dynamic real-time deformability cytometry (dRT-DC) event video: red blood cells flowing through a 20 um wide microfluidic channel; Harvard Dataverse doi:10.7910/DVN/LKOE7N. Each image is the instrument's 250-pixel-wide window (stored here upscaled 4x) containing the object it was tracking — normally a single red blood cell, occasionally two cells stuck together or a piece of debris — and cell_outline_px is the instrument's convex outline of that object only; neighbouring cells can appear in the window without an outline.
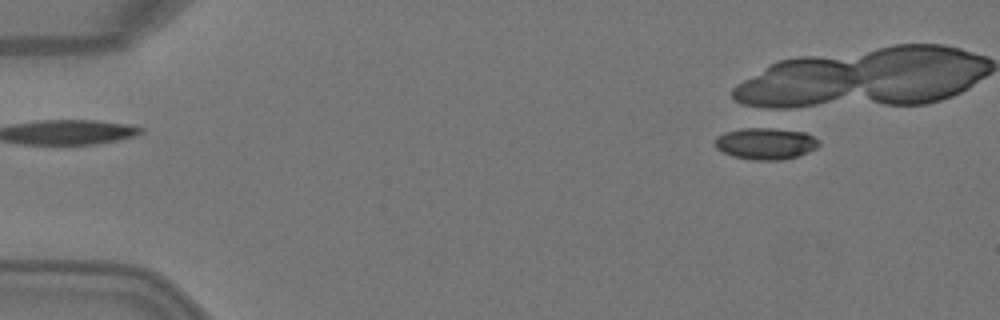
{"species": "Egyptian fruit bat (a non-hibernating species)", "species_latin": "Rousettus aegyptiacus", "temperature_condition": "warm", "stored_images_in_passage": 2, "camera_frame_rate_fps": 3000, "um_per_image_px": 0.085, "animal": {"sex": "female"}, "frame": {"image": 1, "passage_image": 2, "time_ms": 0.333, "image_size_px": [1000, 320], "cell_outline_px": [[820, 144], [816, 148], [808, 152], [784, 160], [752, 160], [732, 156], [716, 148], [716, 136], [724, 132], [744, 128], [772, 128], [804, 132], [820, 140]], "centroid_in_image_um": [65.09, 12.2], "position_along_channel_um": 19.9, "area_um2": 19.13}}